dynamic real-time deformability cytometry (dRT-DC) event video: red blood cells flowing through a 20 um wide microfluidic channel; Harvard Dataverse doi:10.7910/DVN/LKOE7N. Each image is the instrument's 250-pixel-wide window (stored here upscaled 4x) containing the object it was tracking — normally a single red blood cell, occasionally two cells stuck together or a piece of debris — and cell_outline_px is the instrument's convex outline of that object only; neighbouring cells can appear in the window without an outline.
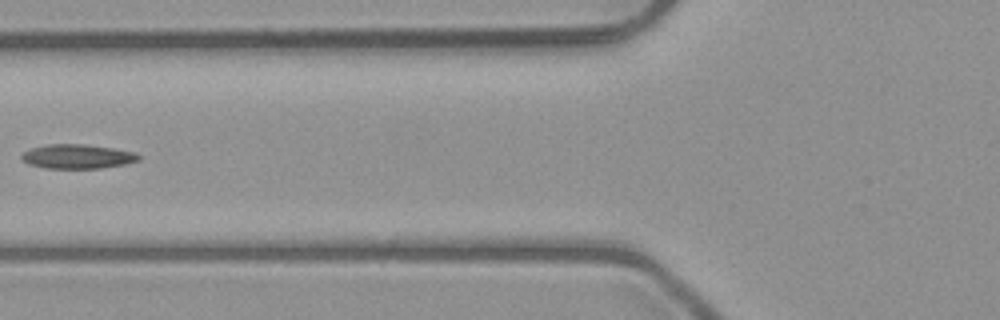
{"species": "common noctule bat (a hibernating species)", "species_latin": "Nyctalus noctula", "temperature_condition": "room temperature", "stored_images_in_passage": 6, "camera_frame_rate_fps": 3000, "um_per_image_px": 0.085, "animal": {"sex": "male", "body_mass_g": 23.1, "forearm_length_mm": 52.7}, "frame": {"image": 1, "passage_image": 6, "time_ms": 1.667, "image_size_px": [1000, 320], "cell_outline_px": [[140, 160], [124, 164], [100, 168], [44, 168], [28, 164], [20, 156], [24, 152], [32, 148], [48, 144], [84, 144], [112, 148], [136, 152], [140, 156]], "centroid_in_image_um": [6.59, 13.3], "position_along_channel_um": 119.2, "area_um2": 16.47}}